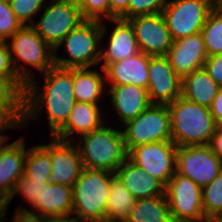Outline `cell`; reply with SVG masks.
<instances>
[{
	"label": "cell",
	"instance_id": "obj_18",
	"mask_svg": "<svg viewBox=\"0 0 222 222\" xmlns=\"http://www.w3.org/2000/svg\"><path fill=\"white\" fill-rule=\"evenodd\" d=\"M111 23H117L109 36L107 48L101 49V69L108 64L124 60L138 54L139 48L135 32L129 20L121 18L109 19ZM103 61V62H101Z\"/></svg>",
	"mask_w": 222,
	"mask_h": 222
},
{
	"label": "cell",
	"instance_id": "obj_14",
	"mask_svg": "<svg viewBox=\"0 0 222 222\" xmlns=\"http://www.w3.org/2000/svg\"><path fill=\"white\" fill-rule=\"evenodd\" d=\"M148 79L147 92L152 104L168 105L181 96L182 79L166 56H150Z\"/></svg>",
	"mask_w": 222,
	"mask_h": 222
},
{
	"label": "cell",
	"instance_id": "obj_21",
	"mask_svg": "<svg viewBox=\"0 0 222 222\" xmlns=\"http://www.w3.org/2000/svg\"><path fill=\"white\" fill-rule=\"evenodd\" d=\"M98 104L76 102L69 114L67 122L53 135V137L71 142L69 137L79 134L83 136L103 125L102 114Z\"/></svg>",
	"mask_w": 222,
	"mask_h": 222
},
{
	"label": "cell",
	"instance_id": "obj_11",
	"mask_svg": "<svg viewBox=\"0 0 222 222\" xmlns=\"http://www.w3.org/2000/svg\"><path fill=\"white\" fill-rule=\"evenodd\" d=\"M222 171V161L209 145L177 147L176 172L203 188Z\"/></svg>",
	"mask_w": 222,
	"mask_h": 222
},
{
	"label": "cell",
	"instance_id": "obj_1",
	"mask_svg": "<svg viewBox=\"0 0 222 222\" xmlns=\"http://www.w3.org/2000/svg\"><path fill=\"white\" fill-rule=\"evenodd\" d=\"M35 79L27 85L23 97L22 126L37 119L43 107L47 109L48 123L53 136L68 120L76 103L73 92V68L53 66L44 73V85L38 92Z\"/></svg>",
	"mask_w": 222,
	"mask_h": 222
},
{
	"label": "cell",
	"instance_id": "obj_12",
	"mask_svg": "<svg viewBox=\"0 0 222 222\" xmlns=\"http://www.w3.org/2000/svg\"><path fill=\"white\" fill-rule=\"evenodd\" d=\"M83 21L79 8L51 0V3L45 6L39 21L33 23L32 27L55 50L66 35Z\"/></svg>",
	"mask_w": 222,
	"mask_h": 222
},
{
	"label": "cell",
	"instance_id": "obj_9",
	"mask_svg": "<svg viewBox=\"0 0 222 222\" xmlns=\"http://www.w3.org/2000/svg\"><path fill=\"white\" fill-rule=\"evenodd\" d=\"M165 196L173 222H205L202 188L177 172L165 185Z\"/></svg>",
	"mask_w": 222,
	"mask_h": 222
},
{
	"label": "cell",
	"instance_id": "obj_17",
	"mask_svg": "<svg viewBox=\"0 0 222 222\" xmlns=\"http://www.w3.org/2000/svg\"><path fill=\"white\" fill-rule=\"evenodd\" d=\"M149 60L150 56L139 52L132 57L110 63L101 70L105 75V80L111 83V86L131 84L147 89Z\"/></svg>",
	"mask_w": 222,
	"mask_h": 222
},
{
	"label": "cell",
	"instance_id": "obj_7",
	"mask_svg": "<svg viewBox=\"0 0 222 222\" xmlns=\"http://www.w3.org/2000/svg\"><path fill=\"white\" fill-rule=\"evenodd\" d=\"M121 130L127 151L142 144L171 140V117L168 105L151 104Z\"/></svg>",
	"mask_w": 222,
	"mask_h": 222
},
{
	"label": "cell",
	"instance_id": "obj_44",
	"mask_svg": "<svg viewBox=\"0 0 222 222\" xmlns=\"http://www.w3.org/2000/svg\"><path fill=\"white\" fill-rule=\"evenodd\" d=\"M12 201L10 195L0 192V222H3L8 205Z\"/></svg>",
	"mask_w": 222,
	"mask_h": 222
},
{
	"label": "cell",
	"instance_id": "obj_40",
	"mask_svg": "<svg viewBox=\"0 0 222 222\" xmlns=\"http://www.w3.org/2000/svg\"><path fill=\"white\" fill-rule=\"evenodd\" d=\"M13 217V222H45L47 219L40 213L27 210L25 207H19Z\"/></svg>",
	"mask_w": 222,
	"mask_h": 222
},
{
	"label": "cell",
	"instance_id": "obj_45",
	"mask_svg": "<svg viewBox=\"0 0 222 222\" xmlns=\"http://www.w3.org/2000/svg\"><path fill=\"white\" fill-rule=\"evenodd\" d=\"M45 222H79L74 216L61 218H47Z\"/></svg>",
	"mask_w": 222,
	"mask_h": 222
},
{
	"label": "cell",
	"instance_id": "obj_49",
	"mask_svg": "<svg viewBox=\"0 0 222 222\" xmlns=\"http://www.w3.org/2000/svg\"><path fill=\"white\" fill-rule=\"evenodd\" d=\"M220 9H222V0L216 4Z\"/></svg>",
	"mask_w": 222,
	"mask_h": 222
},
{
	"label": "cell",
	"instance_id": "obj_33",
	"mask_svg": "<svg viewBox=\"0 0 222 222\" xmlns=\"http://www.w3.org/2000/svg\"><path fill=\"white\" fill-rule=\"evenodd\" d=\"M9 3L11 10L22 25L32 26L35 23V16L44 6L45 0H9Z\"/></svg>",
	"mask_w": 222,
	"mask_h": 222
},
{
	"label": "cell",
	"instance_id": "obj_6",
	"mask_svg": "<svg viewBox=\"0 0 222 222\" xmlns=\"http://www.w3.org/2000/svg\"><path fill=\"white\" fill-rule=\"evenodd\" d=\"M10 39L12 40L11 44L7 43L10 48L14 70L26 85L34 79V75H30L27 66L34 67L44 74L55 65L54 49L38 35L32 26H23ZM19 59L24 62L19 64L20 66L18 65Z\"/></svg>",
	"mask_w": 222,
	"mask_h": 222
},
{
	"label": "cell",
	"instance_id": "obj_32",
	"mask_svg": "<svg viewBox=\"0 0 222 222\" xmlns=\"http://www.w3.org/2000/svg\"><path fill=\"white\" fill-rule=\"evenodd\" d=\"M23 101H0V130L21 127Z\"/></svg>",
	"mask_w": 222,
	"mask_h": 222
},
{
	"label": "cell",
	"instance_id": "obj_47",
	"mask_svg": "<svg viewBox=\"0 0 222 222\" xmlns=\"http://www.w3.org/2000/svg\"><path fill=\"white\" fill-rule=\"evenodd\" d=\"M4 130H0V147L3 145V143L6 142V140L9 138L7 135H3L1 132H3Z\"/></svg>",
	"mask_w": 222,
	"mask_h": 222
},
{
	"label": "cell",
	"instance_id": "obj_10",
	"mask_svg": "<svg viewBox=\"0 0 222 222\" xmlns=\"http://www.w3.org/2000/svg\"><path fill=\"white\" fill-rule=\"evenodd\" d=\"M177 146L171 141L142 144L131 149L128 159L164 185L176 172Z\"/></svg>",
	"mask_w": 222,
	"mask_h": 222
},
{
	"label": "cell",
	"instance_id": "obj_3",
	"mask_svg": "<svg viewBox=\"0 0 222 222\" xmlns=\"http://www.w3.org/2000/svg\"><path fill=\"white\" fill-rule=\"evenodd\" d=\"M77 148L83 168L107 170L112 173L128 159V151L121 130L102 125L80 137Z\"/></svg>",
	"mask_w": 222,
	"mask_h": 222
},
{
	"label": "cell",
	"instance_id": "obj_37",
	"mask_svg": "<svg viewBox=\"0 0 222 222\" xmlns=\"http://www.w3.org/2000/svg\"><path fill=\"white\" fill-rule=\"evenodd\" d=\"M0 80L22 81L14 70L12 56L7 42H0Z\"/></svg>",
	"mask_w": 222,
	"mask_h": 222
},
{
	"label": "cell",
	"instance_id": "obj_43",
	"mask_svg": "<svg viewBox=\"0 0 222 222\" xmlns=\"http://www.w3.org/2000/svg\"><path fill=\"white\" fill-rule=\"evenodd\" d=\"M210 112L217 125H222V86H220L217 96L210 107Z\"/></svg>",
	"mask_w": 222,
	"mask_h": 222
},
{
	"label": "cell",
	"instance_id": "obj_15",
	"mask_svg": "<svg viewBox=\"0 0 222 222\" xmlns=\"http://www.w3.org/2000/svg\"><path fill=\"white\" fill-rule=\"evenodd\" d=\"M50 158L51 176L50 183L63 184L73 187L83 170L82 160L75 142L63 141L51 136Z\"/></svg>",
	"mask_w": 222,
	"mask_h": 222
},
{
	"label": "cell",
	"instance_id": "obj_31",
	"mask_svg": "<svg viewBox=\"0 0 222 222\" xmlns=\"http://www.w3.org/2000/svg\"><path fill=\"white\" fill-rule=\"evenodd\" d=\"M49 183L50 181H35L23 174L18 179L11 198L13 199L17 193H20L28 204L30 203L34 208L37 205L38 197H40L42 189Z\"/></svg>",
	"mask_w": 222,
	"mask_h": 222
},
{
	"label": "cell",
	"instance_id": "obj_26",
	"mask_svg": "<svg viewBox=\"0 0 222 222\" xmlns=\"http://www.w3.org/2000/svg\"><path fill=\"white\" fill-rule=\"evenodd\" d=\"M135 202L136 199L114 173L107 198L105 222H125Z\"/></svg>",
	"mask_w": 222,
	"mask_h": 222
},
{
	"label": "cell",
	"instance_id": "obj_22",
	"mask_svg": "<svg viewBox=\"0 0 222 222\" xmlns=\"http://www.w3.org/2000/svg\"><path fill=\"white\" fill-rule=\"evenodd\" d=\"M115 176L136 200L165 195V185L155 177L148 175L129 159L115 171Z\"/></svg>",
	"mask_w": 222,
	"mask_h": 222
},
{
	"label": "cell",
	"instance_id": "obj_23",
	"mask_svg": "<svg viewBox=\"0 0 222 222\" xmlns=\"http://www.w3.org/2000/svg\"><path fill=\"white\" fill-rule=\"evenodd\" d=\"M35 211L46 218H61L72 216L73 190L72 187L49 183L42 189L38 197Z\"/></svg>",
	"mask_w": 222,
	"mask_h": 222
},
{
	"label": "cell",
	"instance_id": "obj_29",
	"mask_svg": "<svg viewBox=\"0 0 222 222\" xmlns=\"http://www.w3.org/2000/svg\"><path fill=\"white\" fill-rule=\"evenodd\" d=\"M201 34L207 56L222 54V9L217 5L209 13Z\"/></svg>",
	"mask_w": 222,
	"mask_h": 222
},
{
	"label": "cell",
	"instance_id": "obj_48",
	"mask_svg": "<svg viewBox=\"0 0 222 222\" xmlns=\"http://www.w3.org/2000/svg\"><path fill=\"white\" fill-rule=\"evenodd\" d=\"M206 222H222V219H209Z\"/></svg>",
	"mask_w": 222,
	"mask_h": 222
},
{
	"label": "cell",
	"instance_id": "obj_5",
	"mask_svg": "<svg viewBox=\"0 0 222 222\" xmlns=\"http://www.w3.org/2000/svg\"><path fill=\"white\" fill-rule=\"evenodd\" d=\"M107 27L101 21L84 20L70 31L54 50V64L60 68H90L100 66L101 40ZM64 45L70 58H60L57 51Z\"/></svg>",
	"mask_w": 222,
	"mask_h": 222
},
{
	"label": "cell",
	"instance_id": "obj_20",
	"mask_svg": "<svg viewBox=\"0 0 222 222\" xmlns=\"http://www.w3.org/2000/svg\"><path fill=\"white\" fill-rule=\"evenodd\" d=\"M108 93L111 94L112 107L123 125L135 119L152 104L147 89L137 85L111 86Z\"/></svg>",
	"mask_w": 222,
	"mask_h": 222
},
{
	"label": "cell",
	"instance_id": "obj_30",
	"mask_svg": "<svg viewBox=\"0 0 222 222\" xmlns=\"http://www.w3.org/2000/svg\"><path fill=\"white\" fill-rule=\"evenodd\" d=\"M205 220L222 219V171L202 188Z\"/></svg>",
	"mask_w": 222,
	"mask_h": 222
},
{
	"label": "cell",
	"instance_id": "obj_41",
	"mask_svg": "<svg viewBox=\"0 0 222 222\" xmlns=\"http://www.w3.org/2000/svg\"><path fill=\"white\" fill-rule=\"evenodd\" d=\"M110 8V19L121 18L128 20L129 0H108Z\"/></svg>",
	"mask_w": 222,
	"mask_h": 222
},
{
	"label": "cell",
	"instance_id": "obj_27",
	"mask_svg": "<svg viewBox=\"0 0 222 222\" xmlns=\"http://www.w3.org/2000/svg\"><path fill=\"white\" fill-rule=\"evenodd\" d=\"M125 222H173L166 196L137 199Z\"/></svg>",
	"mask_w": 222,
	"mask_h": 222
},
{
	"label": "cell",
	"instance_id": "obj_19",
	"mask_svg": "<svg viewBox=\"0 0 222 222\" xmlns=\"http://www.w3.org/2000/svg\"><path fill=\"white\" fill-rule=\"evenodd\" d=\"M22 137L0 147V192L12 196L18 179L24 174L27 150Z\"/></svg>",
	"mask_w": 222,
	"mask_h": 222
},
{
	"label": "cell",
	"instance_id": "obj_39",
	"mask_svg": "<svg viewBox=\"0 0 222 222\" xmlns=\"http://www.w3.org/2000/svg\"><path fill=\"white\" fill-rule=\"evenodd\" d=\"M203 68L216 84L222 86V54L208 56Z\"/></svg>",
	"mask_w": 222,
	"mask_h": 222
},
{
	"label": "cell",
	"instance_id": "obj_16",
	"mask_svg": "<svg viewBox=\"0 0 222 222\" xmlns=\"http://www.w3.org/2000/svg\"><path fill=\"white\" fill-rule=\"evenodd\" d=\"M166 57L181 79L203 68L208 56L201 32L173 41Z\"/></svg>",
	"mask_w": 222,
	"mask_h": 222
},
{
	"label": "cell",
	"instance_id": "obj_46",
	"mask_svg": "<svg viewBox=\"0 0 222 222\" xmlns=\"http://www.w3.org/2000/svg\"><path fill=\"white\" fill-rule=\"evenodd\" d=\"M55 1L62 2V3L68 4V5H72V6L79 8V9L81 8V4H82V0H55Z\"/></svg>",
	"mask_w": 222,
	"mask_h": 222
},
{
	"label": "cell",
	"instance_id": "obj_42",
	"mask_svg": "<svg viewBox=\"0 0 222 222\" xmlns=\"http://www.w3.org/2000/svg\"><path fill=\"white\" fill-rule=\"evenodd\" d=\"M212 152L222 161V125H217L209 143Z\"/></svg>",
	"mask_w": 222,
	"mask_h": 222
},
{
	"label": "cell",
	"instance_id": "obj_24",
	"mask_svg": "<svg viewBox=\"0 0 222 222\" xmlns=\"http://www.w3.org/2000/svg\"><path fill=\"white\" fill-rule=\"evenodd\" d=\"M220 86L204 68L194 70L182 78L181 96L201 106L210 108Z\"/></svg>",
	"mask_w": 222,
	"mask_h": 222
},
{
	"label": "cell",
	"instance_id": "obj_25",
	"mask_svg": "<svg viewBox=\"0 0 222 222\" xmlns=\"http://www.w3.org/2000/svg\"><path fill=\"white\" fill-rule=\"evenodd\" d=\"M101 74L88 68H73V92L76 102L98 104L106 83Z\"/></svg>",
	"mask_w": 222,
	"mask_h": 222
},
{
	"label": "cell",
	"instance_id": "obj_28",
	"mask_svg": "<svg viewBox=\"0 0 222 222\" xmlns=\"http://www.w3.org/2000/svg\"><path fill=\"white\" fill-rule=\"evenodd\" d=\"M24 174L35 181H50V143L35 145L27 150Z\"/></svg>",
	"mask_w": 222,
	"mask_h": 222
},
{
	"label": "cell",
	"instance_id": "obj_34",
	"mask_svg": "<svg viewBox=\"0 0 222 222\" xmlns=\"http://www.w3.org/2000/svg\"><path fill=\"white\" fill-rule=\"evenodd\" d=\"M23 27L11 10L9 2L0 1V42H8L12 35Z\"/></svg>",
	"mask_w": 222,
	"mask_h": 222
},
{
	"label": "cell",
	"instance_id": "obj_38",
	"mask_svg": "<svg viewBox=\"0 0 222 222\" xmlns=\"http://www.w3.org/2000/svg\"><path fill=\"white\" fill-rule=\"evenodd\" d=\"M25 89L23 81L0 80V101H23Z\"/></svg>",
	"mask_w": 222,
	"mask_h": 222
},
{
	"label": "cell",
	"instance_id": "obj_13",
	"mask_svg": "<svg viewBox=\"0 0 222 222\" xmlns=\"http://www.w3.org/2000/svg\"><path fill=\"white\" fill-rule=\"evenodd\" d=\"M135 32L139 51L151 57L166 56L173 44L162 13L128 19Z\"/></svg>",
	"mask_w": 222,
	"mask_h": 222
},
{
	"label": "cell",
	"instance_id": "obj_36",
	"mask_svg": "<svg viewBox=\"0 0 222 222\" xmlns=\"http://www.w3.org/2000/svg\"><path fill=\"white\" fill-rule=\"evenodd\" d=\"M168 0H129L128 19L162 13Z\"/></svg>",
	"mask_w": 222,
	"mask_h": 222
},
{
	"label": "cell",
	"instance_id": "obj_35",
	"mask_svg": "<svg viewBox=\"0 0 222 222\" xmlns=\"http://www.w3.org/2000/svg\"><path fill=\"white\" fill-rule=\"evenodd\" d=\"M80 12L84 20L103 21L110 19L108 0H82Z\"/></svg>",
	"mask_w": 222,
	"mask_h": 222
},
{
	"label": "cell",
	"instance_id": "obj_50",
	"mask_svg": "<svg viewBox=\"0 0 222 222\" xmlns=\"http://www.w3.org/2000/svg\"><path fill=\"white\" fill-rule=\"evenodd\" d=\"M215 4H217L221 0H212Z\"/></svg>",
	"mask_w": 222,
	"mask_h": 222
},
{
	"label": "cell",
	"instance_id": "obj_4",
	"mask_svg": "<svg viewBox=\"0 0 222 222\" xmlns=\"http://www.w3.org/2000/svg\"><path fill=\"white\" fill-rule=\"evenodd\" d=\"M114 173L83 168L73 184V210L79 222H105L107 198Z\"/></svg>",
	"mask_w": 222,
	"mask_h": 222
},
{
	"label": "cell",
	"instance_id": "obj_2",
	"mask_svg": "<svg viewBox=\"0 0 222 222\" xmlns=\"http://www.w3.org/2000/svg\"><path fill=\"white\" fill-rule=\"evenodd\" d=\"M171 141L177 147L209 145L217 124L210 108L180 96L168 104Z\"/></svg>",
	"mask_w": 222,
	"mask_h": 222
},
{
	"label": "cell",
	"instance_id": "obj_8",
	"mask_svg": "<svg viewBox=\"0 0 222 222\" xmlns=\"http://www.w3.org/2000/svg\"><path fill=\"white\" fill-rule=\"evenodd\" d=\"M215 6L212 0H169L162 15L173 41L200 33Z\"/></svg>",
	"mask_w": 222,
	"mask_h": 222
}]
</instances>
